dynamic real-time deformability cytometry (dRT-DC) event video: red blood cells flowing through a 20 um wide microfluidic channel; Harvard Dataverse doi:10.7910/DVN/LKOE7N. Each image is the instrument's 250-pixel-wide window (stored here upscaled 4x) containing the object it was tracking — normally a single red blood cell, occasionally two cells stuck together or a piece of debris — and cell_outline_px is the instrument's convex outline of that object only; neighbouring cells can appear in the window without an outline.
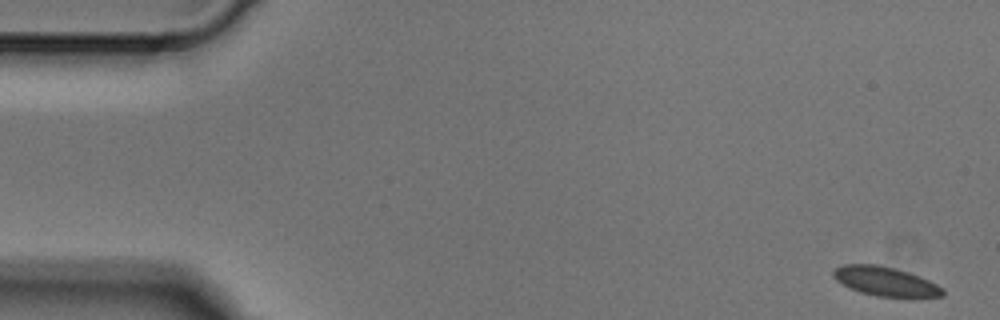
{"species": "Egyptian fruit bat (a non-hibernating species)", "species_latin": "Rousettus aegyptiacus", "temperature_condition": "cold", "stored_images_in_passage": 7, "camera_frame_rate_fps": 3000, "um_per_image_px": 0.085, "animal": {"sex": "male"}, "frame": {"image": 1, "passage_image": 1, "time_ms": 0.0, "image_size_px": [1000, 320], "cell_outline_px": [[944, 296], [912, 300], [876, 296], [860, 292], [848, 288], [836, 280], [832, 276], [832, 272], [836, 268], [844, 264], [876, 264], [908, 272], [920, 276], [944, 288]], "centroid_in_image_um": [75.32, 23.97], "position_along_channel_um": 9.7, "area_um2": 19.36}}
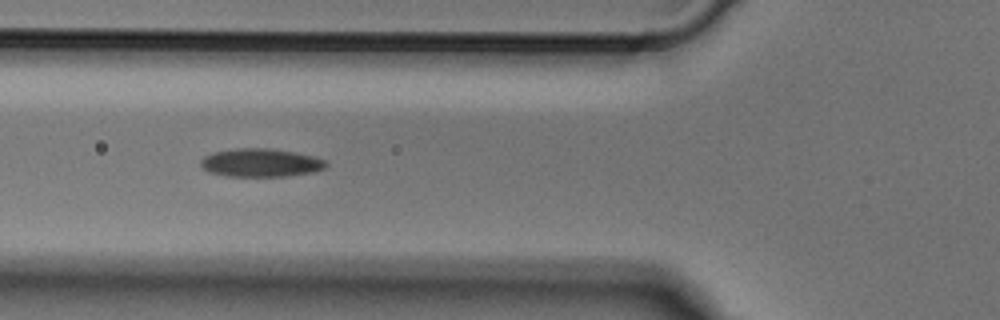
{"frame": {"image": 2, "passage_image": 5, "time_ms": 1.333, "image_size_px": [1000, 320], "cell_outline_px": [[328, 164], [324, 168], [312, 172], [288, 176], [228, 176], [208, 172], [200, 164], [200, 160], [204, 156], [212, 152], [236, 148], [272, 148], [296, 152], [328, 160]], "centroid_in_image_um": [22.17, 13.82], "position_along_channel_um": 103.6, "area_um2": 20.81}}
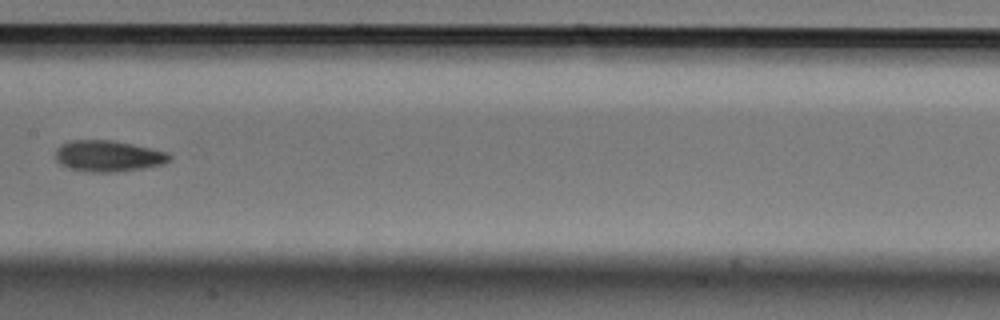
{"frame": {"image": 3, "passage_image": 7, "time_ms": 2.0, "image_size_px": [1000, 320], "cell_outline_px": [[172, 160], [164, 164], [144, 168], [116, 172], [88, 172], [68, 168], [60, 164], [56, 160], [56, 148], [60, 144], [68, 140], [112, 140], [152, 148], [168, 152], [172, 156]], "centroid_in_image_um": [9.21, 13.26], "position_along_channel_um": 198.2, "area_um2": 21.04}}